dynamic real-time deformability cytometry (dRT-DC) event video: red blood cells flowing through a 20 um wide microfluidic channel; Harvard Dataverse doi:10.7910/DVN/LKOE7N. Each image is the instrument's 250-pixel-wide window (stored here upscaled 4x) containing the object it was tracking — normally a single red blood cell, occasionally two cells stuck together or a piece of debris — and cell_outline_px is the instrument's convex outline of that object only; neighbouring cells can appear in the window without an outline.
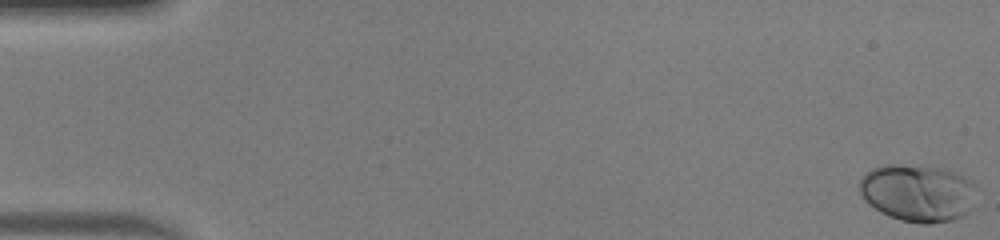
{"species": "human", "species_latin": "Homo sapiens", "temperature_condition": "warm", "stored_images_in_passage": 50, "camera_frame_rate_fps": 3000, "um_per_image_px": 0.085, "donor": {"sex": "male"}, "frame": {"image": 1, "passage_image": 1, "time_ms": 0.0, "image_size_px": [1000, 240], "cell_outline_px": [[976, 188], [968, 212], [964, 216], [952, 220], [928, 224], [920, 224], [900, 220], [880, 212], [868, 204], [864, 200], [860, 192], [860, 180], [872, 168], [884, 164], [892, 164], [944, 168], [956, 172], [972, 180], [976, 184]], "centroid_in_image_um": [78.02, 16.4], "position_along_channel_um": 7.0, "area_um2": 39.25}}
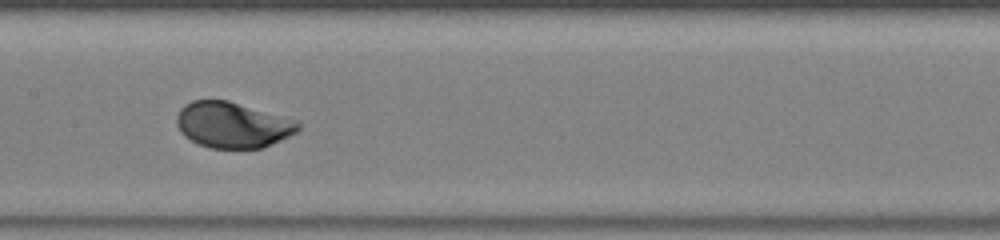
{"frame": {"image": 2, "passage_image": 26, "time_ms": 8.333, "image_size_px": [1000, 240], "cell_outline_px": [[300, 128], [296, 132], [280, 140], [260, 148], [212, 148], [200, 144], [184, 136], [180, 132], [176, 124], [176, 116], [180, 108], [184, 104], [192, 100], [228, 100], [296, 120], [300, 124]], "centroid_in_image_um": [19.73, 10.6], "position_along_channel_um": 187.7, "area_um2": 32.25}}
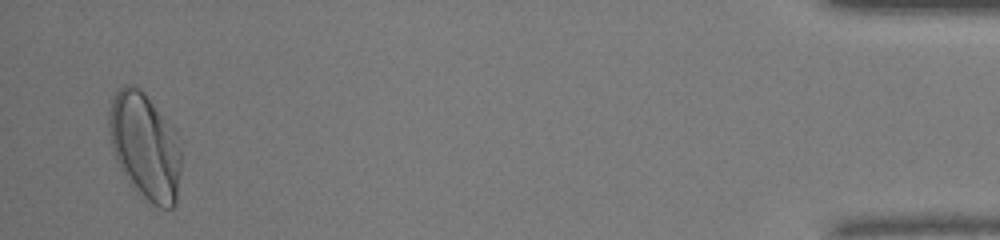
{"frame": {"image": 3, "passage_image": 49, "time_ms": 16.0, "image_size_px": [1000, 240], "cell_outline_px": [[180, 168], [176, 204], [172, 208], [160, 208], [152, 204], [128, 180], [120, 168], [112, 148], [108, 128], [108, 112], [112, 100], [116, 92], [124, 84], [132, 84], [140, 88], [144, 92], [168, 120], [176, 132], [180, 152]], "centroid_in_image_um": [12.32, 12.39], "position_along_channel_um": 422.9, "area_um2": 44.62}, "authors_computed_cell_mechanics": {"area_um2": 33.1483, "velocity_mm_per_s": 4.1409, "shape_relaxation_time_tau1_ms": 2.0941, "shape_relaxation_time_tau2_ms": null, "deformation_change_tau1": 0.14, "deformation_change_tau2": null}}